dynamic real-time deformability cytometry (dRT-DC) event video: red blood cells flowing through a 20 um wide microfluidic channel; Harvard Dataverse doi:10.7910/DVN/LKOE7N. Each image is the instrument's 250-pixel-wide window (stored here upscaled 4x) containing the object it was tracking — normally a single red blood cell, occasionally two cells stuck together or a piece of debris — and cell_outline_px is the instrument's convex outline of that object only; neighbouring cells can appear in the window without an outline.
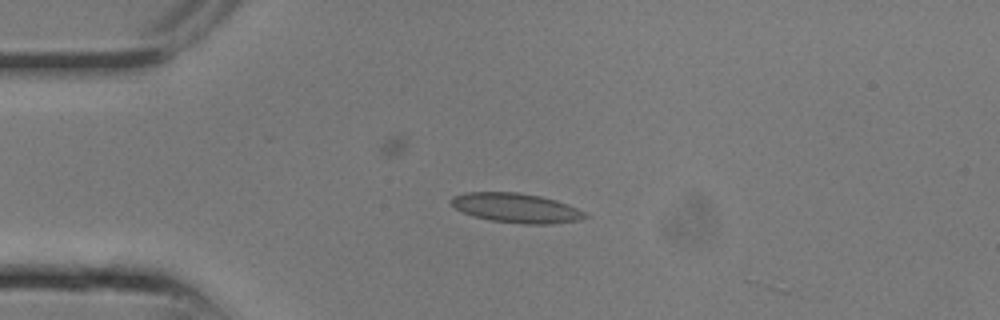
{"species": "common noctule bat (a hibernating species)", "species_latin": "Nyctalus noctula", "temperature_condition": "room temperature", "stored_images_in_passage": 3, "camera_frame_rate_fps": 3000, "um_per_image_px": 0.085, "animal": {"sex": "male", "body_mass_g": 13.3}, "frame": {"image": 1, "passage_image": 1, "time_ms": 0.0, "image_size_px": [1000, 320], "cell_outline_px": [[592, 216], [580, 220], [552, 224], [524, 224], [492, 220], [472, 216], [460, 212], [448, 200], [452, 196], [464, 192], [516, 192], [540, 196], [556, 200], [568, 204]], "centroid_in_image_um": [43.87, 17.67], "position_along_channel_um": 41.1, "area_um2": 23.24}}